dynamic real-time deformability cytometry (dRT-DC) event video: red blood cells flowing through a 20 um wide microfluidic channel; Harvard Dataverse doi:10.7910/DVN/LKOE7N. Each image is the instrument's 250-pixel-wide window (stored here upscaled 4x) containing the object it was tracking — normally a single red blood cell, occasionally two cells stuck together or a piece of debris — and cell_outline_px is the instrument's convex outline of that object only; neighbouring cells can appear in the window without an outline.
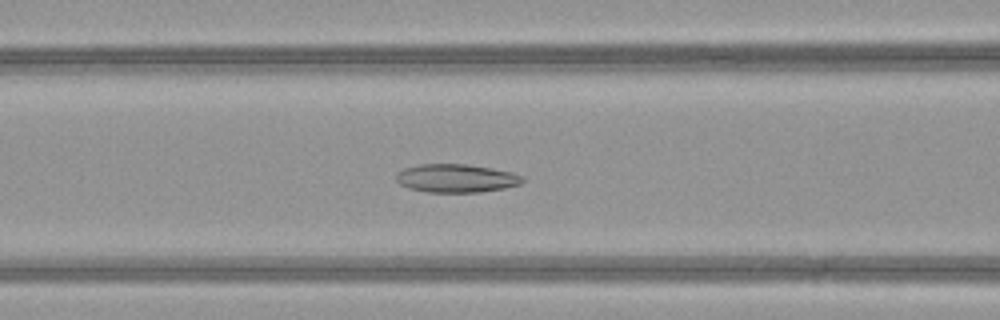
{"species": "common noctule bat (a hibernating species)", "species_latin": "Nyctalus noctula", "temperature_condition": "warm", "stored_images_in_passage": 39, "camera_frame_rate_fps": 3000, "um_per_image_px": 0.085, "animal": {"sex": "female", "body_mass_g": 21.9}, "frame": {"image": 1, "passage_image": 10, "time_ms": 3.0, "image_size_px": [1000, 320], "cell_outline_px": [[524, 180], [520, 184], [504, 188], [480, 192], [428, 192], [408, 188], [400, 184], [396, 180], [396, 172], [404, 168], [420, 164], [464, 164], [492, 168], [512, 172], [524, 176]], "centroid_in_image_um": [38.77, 15.15], "position_along_channel_um": 127.8, "area_um2": 20.92}}
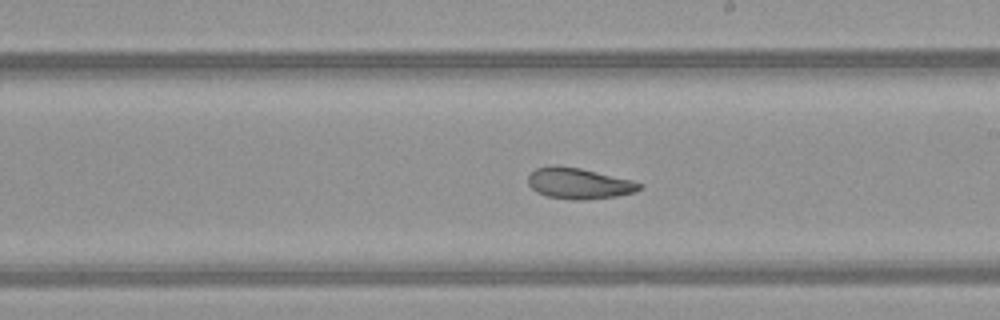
{"frame": {"image": 2, "passage_image": 18, "time_ms": 5.667, "image_size_px": [1000, 320], "cell_outline_px": [[644, 184], [636, 192], [616, 196], [580, 200], [572, 200], [548, 196], [536, 192], [528, 184], [528, 176], [536, 168], [552, 164], [556, 164], [580, 168], [632, 180]], "centroid_in_image_um": [49.19, 15.58], "position_along_channel_um": 239.8, "area_um2": 20.17}}
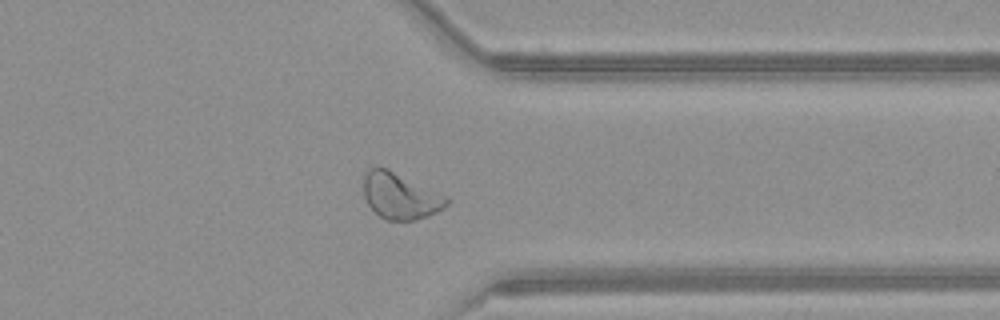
{"frame": {"image": 3, "passage_image": 28, "time_ms": 9.0, "image_size_px": [1000, 320], "cell_outline_px": [[452, 200], [444, 208], [428, 216], [412, 220], [384, 220], [368, 204], [364, 196], [364, 172], [368, 168], [388, 168], [448, 196]], "centroid_in_image_um": [34.05, 16.65], "position_along_channel_um": 377.4, "area_um2": 22.48}, "authors_computed_cell_mechanics": {"area_um2": 21.5016, "velocity_mm_per_s": 4.1979, "shape_relaxation_time_tau1_ms": 8.863, "shape_relaxation_time_tau2_ms": 2.031, "deformation_change_tau1": 0.1771, "deformation_change_tau2": 0.0864}}